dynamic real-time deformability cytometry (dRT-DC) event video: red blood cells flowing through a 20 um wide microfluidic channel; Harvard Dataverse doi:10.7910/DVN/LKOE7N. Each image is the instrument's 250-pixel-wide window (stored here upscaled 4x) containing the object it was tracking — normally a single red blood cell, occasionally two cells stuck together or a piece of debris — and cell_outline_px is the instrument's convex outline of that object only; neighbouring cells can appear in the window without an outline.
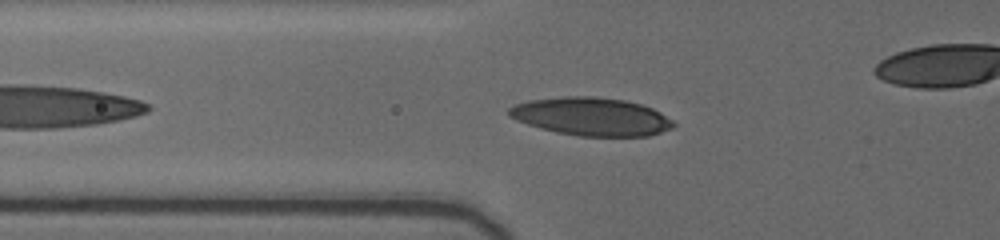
{"species": "human", "species_latin": "Homo sapiens", "temperature_condition": "cold", "stored_images_in_passage": 5, "segment_of_instrument_passage": [1, 2], "camera_frame_rate_fps": 3000, "um_per_image_px": 0.085, "donor": {"sex": "female"}, "frame": {"image": 1, "passage_image": 3, "time_ms": 1.0, "image_size_px": [1000, 240], "cell_outline_px": [[676, 124], [672, 128], [648, 136], [580, 136], [556, 132], [540, 128], [516, 120], [508, 116], [508, 108], [516, 104], [528, 100], [560, 96], [592, 96], [624, 100], [640, 104], [652, 108], [660, 112], [672, 120]], "centroid_in_image_um": [50.24, 9.9], "position_along_channel_um": 75.6, "area_um2": 36.53}}